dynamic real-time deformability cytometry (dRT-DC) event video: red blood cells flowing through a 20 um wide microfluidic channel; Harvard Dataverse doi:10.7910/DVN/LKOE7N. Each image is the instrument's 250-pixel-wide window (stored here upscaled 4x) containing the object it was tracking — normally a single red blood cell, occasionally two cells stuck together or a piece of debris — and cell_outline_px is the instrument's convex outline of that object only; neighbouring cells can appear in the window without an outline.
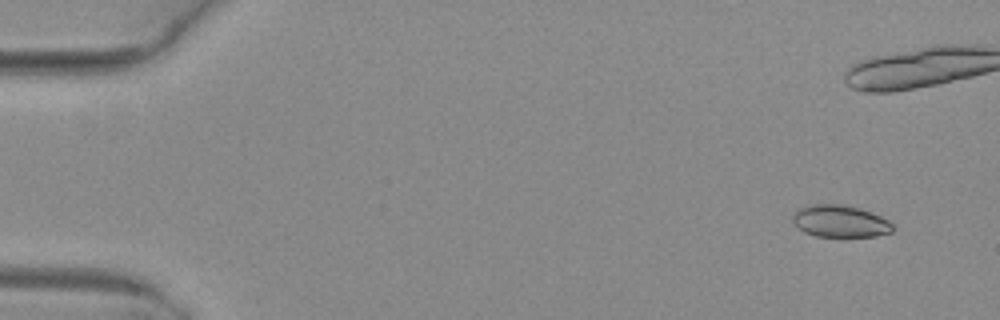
{"species": "common noctule bat (a hibernating species)", "species_latin": "Nyctalus noctula", "temperature_condition": "warm", "stored_images_in_passage": 9, "camera_frame_rate_fps": 3000, "um_per_image_px": 0.085, "animal": {"sex": "female", "body_mass_g": 29.2, "forearm_length_mm": 56.3}, "frame": {"image": 1, "passage_image": 2, "time_ms": 0.333, "image_size_px": [1000, 320], "cell_outline_px": [[892, 232], [876, 236], [816, 236], [804, 232], [792, 220], [792, 216], [800, 208], [812, 204], [840, 204], [860, 208], [880, 216], [888, 220], [892, 224]], "centroid_in_image_um": [71.41, 18.8], "position_along_channel_um": 13.6, "area_um2": 18.44}}
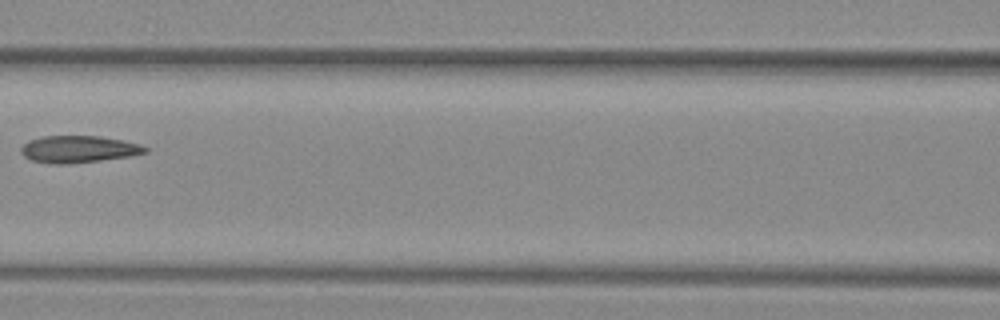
{"frame": {"image": 2, "passage_image": 8, "time_ms": 2.333, "image_size_px": [1000, 320], "cell_outline_px": [[148, 152], [132, 156], [68, 164], [56, 164], [32, 160], [24, 156], [20, 152], [20, 148], [28, 140], [44, 136], [100, 136], [140, 144], [148, 148]], "centroid_in_image_um": [6.68, 12.68], "position_along_channel_um": 159.9, "area_um2": 19.48}}
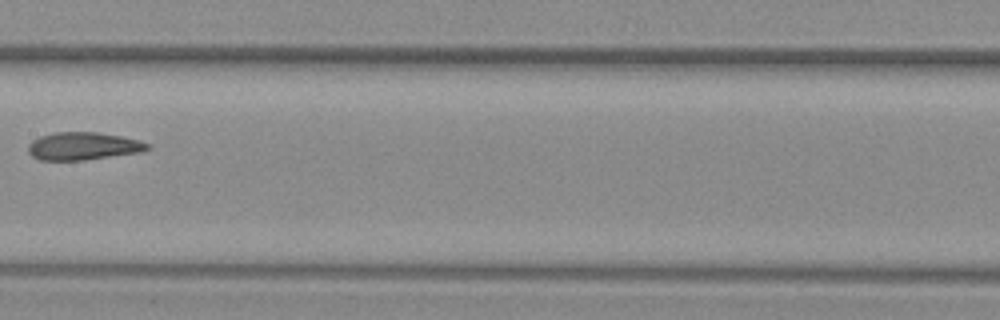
{"frame": {"image": 3, "passage_image": 9, "time_ms": 2.667, "image_size_px": [1000, 320], "cell_outline_px": [[152, 148], [140, 152], [84, 160], [40, 160], [32, 156], [28, 152], [28, 144], [32, 140], [40, 136], [56, 132], [96, 132], [120, 136], [136, 140], [148, 144]], "centroid_in_image_um": [7.03, 12.42], "position_along_channel_um": 200.4, "area_um2": 19.13}}